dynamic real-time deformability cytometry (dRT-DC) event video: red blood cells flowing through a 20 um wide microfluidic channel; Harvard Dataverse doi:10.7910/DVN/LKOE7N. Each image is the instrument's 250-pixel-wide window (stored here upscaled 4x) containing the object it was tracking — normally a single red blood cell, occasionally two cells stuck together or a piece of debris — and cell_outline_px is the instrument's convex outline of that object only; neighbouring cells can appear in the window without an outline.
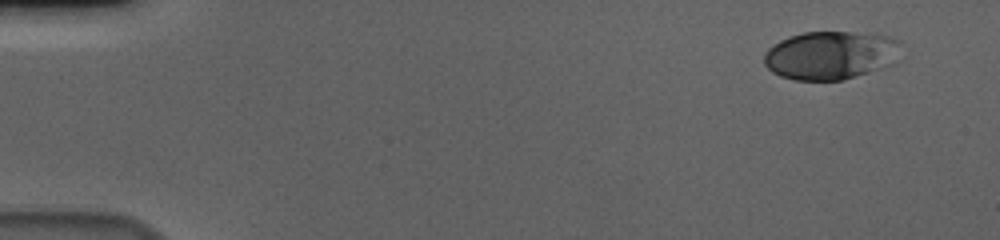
{"species": "human", "species_latin": "Homo sapiens", "temperature_condition": "cold", "stored_images_in_passage": 54, "camera_frame_rate_fps": 3000, "um_per_image_px": 0.085, "donor": {"sex": "male"}, "frame": {"image": 1, "passage_image": 1, "time_ms": 0.0, "image_size_px": [1000, 240], "cell_outline_px": [[900, 44], [888, 64], [840, 80], [796, 80], [780, 76], [772, 72], [764, 64], [764, 52], [772, 44], [788, 36], [804, 32], [848, 32], [892, 36], [900, 40]], "centroid_in_image_um": [70.47, 4.67], "position_along_channel_um": 14.5, "area_um2": 37.8}}
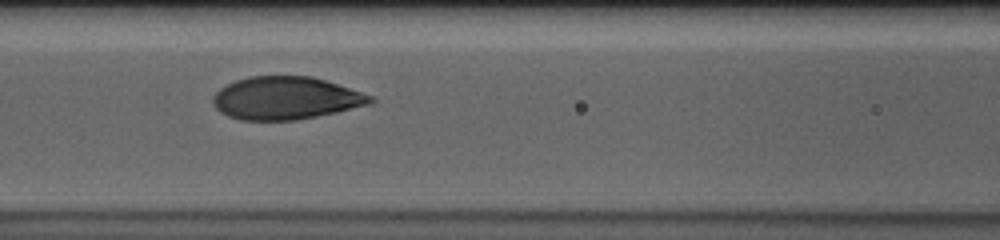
{"frame": {"image": 2, "passage_image": 23, "time_ms": 7.333, "image_size_px": [1000, 240], "cell_outline_px": [[376, 100], [372, 104], [336, 112], [296, 120], [240, 120], [228, 116], [220, 112], [216, 108], [212, 100], [212, 96], [220, 88], [236, 80], [248, 76], [312, 76], [372, 96]], "centroid_in_image_um": [24.27, 8.34], "position_along_channel_um": 142.3, "area_um2": 39.07}}
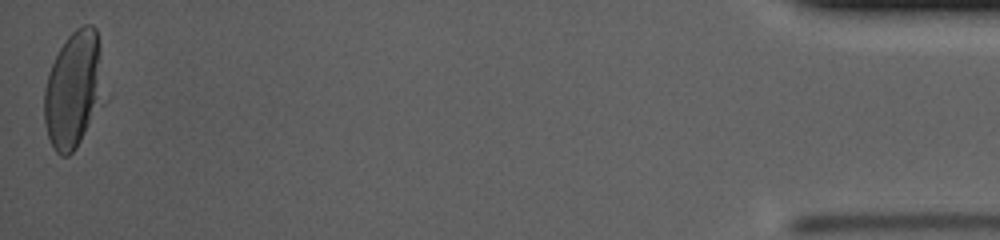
{"frame": {"image": 3, "passage_image": 54, "time_ms": 17.667, "image_size_px": [1000, 240], "cell_outline_px": [[100, 52], [96, 104], [84, 132], [76, 148], [68, 156], [60, 156], [52, 148], [48, 136], [44, 120], [44, 88], [48, 72], [60, 48], [68, 36], [76, 28], [84, 24], [92, 24], [96, 28], [100, 48]], "centroid_in_image_um": [6.12, 7.59], "position_along_channel_um": 429.1, "area_um2": 38.44}, "authors_computed_cell_mechanics": {"area_um2": 39.5352, "velocity_mm_per_s": 3.6174, "shape_relaxation_time_tau1_ms": 3.6628, "shape_relaxation_time_tau2_ms": null, "deformation_change_tau1": 0.1442, "deformation_change_tau2": null}}